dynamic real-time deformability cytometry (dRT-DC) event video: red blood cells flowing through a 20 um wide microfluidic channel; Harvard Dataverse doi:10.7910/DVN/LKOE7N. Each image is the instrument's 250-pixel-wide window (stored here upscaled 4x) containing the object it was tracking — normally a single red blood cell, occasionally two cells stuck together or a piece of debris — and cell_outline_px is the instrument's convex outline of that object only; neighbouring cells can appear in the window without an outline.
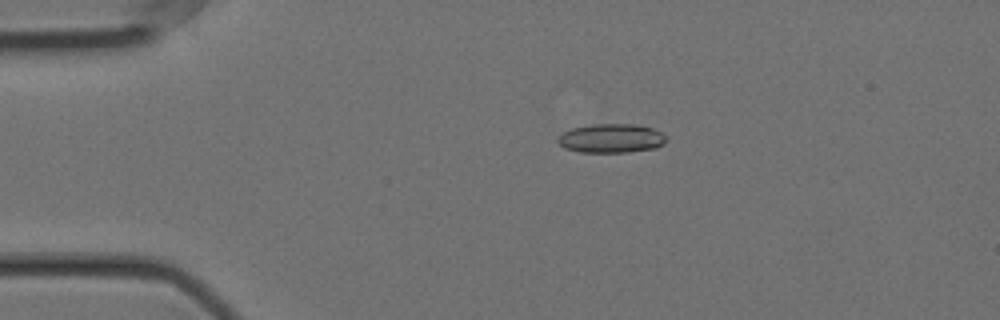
{"species": "Egyptian fruit bat (a non-hibernating species)", "species_latin": "Rousettus aegyptiacus", "temperature_condition": "cold", "stored_images_in_passage": 57, "camera_frame_rate_fps": 3000, "um_per_image_px": 0.085, "animal": {"sex": "female"}, "frame": {"image": 1, "passage_image": 12, "time_ms": 3.667, "image_size_px": [1000, 320], "cell_outline_px": [[668, 140], [664, 144], [656, 148], [628, 152], [580, 152], [564, 148], [556, 140], [556, 136], [572, 128], [592, 124], [632, 124], [652, 128], [660, 132]], "centroid_in_image_um": [51.93, 11.76], "position_along_channel_um": 33.1, "area_um2": 18.38}}
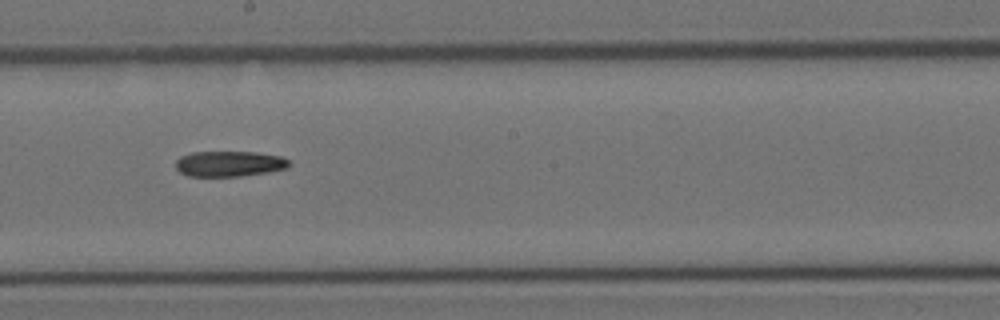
{"frame": {"image": 2, "passage_image": 32, "time_ms": 10.333, "image_size_px": [1000, 320], "cell_outline_px": [[288, 168], [268, 172], [240, 176], [188, 176], [180, 172], [176, 168], [176, 160], [180, 156], [192, 152], [256, 152], [280, 156], [288, 160]], "centroid_in_image_um": [19.46, 13.92], "position_along_channel_um": 228.7, "area_um2": 16.82}}
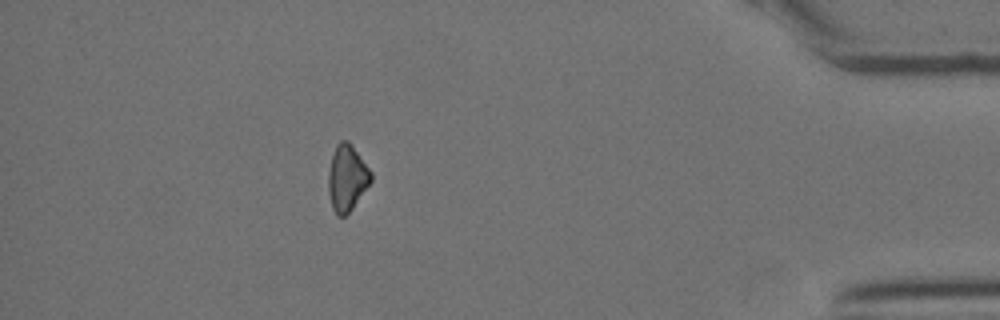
{"frame": {"image": 3, "passage_image": 51, "time_ms": 16.667, "image_size_px": [1000, 320], "cell_outline_px": [[372, 180], [352, 208], [344, 216], [336, 216], [332, 208], [328, 192], [328, 172], [332, 156], [336, 144], [340, 140], [348, 140], [352, 144], [372, 172]], "centroid_in_image_um": [29.48, 15.1], "position_along_channel_um": 405.7, "area_um2": 16.47}}